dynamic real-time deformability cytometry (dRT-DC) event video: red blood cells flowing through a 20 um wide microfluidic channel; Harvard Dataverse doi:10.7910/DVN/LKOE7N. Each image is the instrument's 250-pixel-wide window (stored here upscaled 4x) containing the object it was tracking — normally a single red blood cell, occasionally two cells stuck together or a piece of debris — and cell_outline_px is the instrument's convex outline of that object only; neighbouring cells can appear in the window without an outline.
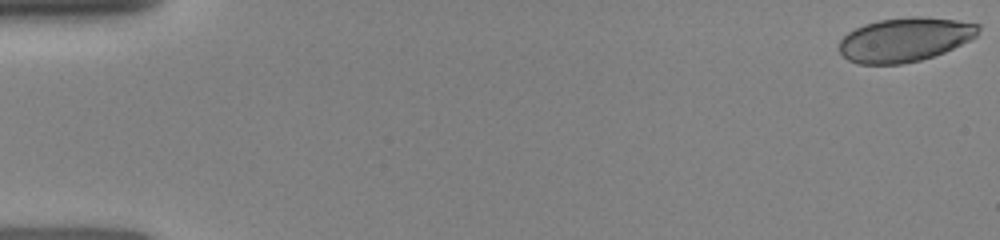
{"species": "human", "species_latin": "Homo sapiens", "temperature_condition": "room temperature", "stored_images_in_passage": 7, "camera_frame_rate_fps": 3000, "um_per_image_px": 0.085, "donor": {"sex": "female"}, "frame": {"image": 1, "passage_image": 1, "time_ms": 0.0, "image_size_px": [1000, 240], "cell_outline_px": [[980, 28], [976, 36], [944, 52], [920, 60], [900, 64], [856, 64], [848, 60], [840, 52], [840, 40], [848, 32], [864, 24], [880, 20], [908, 16], [924, 16], [956, 20], [980, 24]], "centroid_in_image_um": [76.9, 3.36], "position_along_channel_um": 8.1, "area_um2": 35.6}}
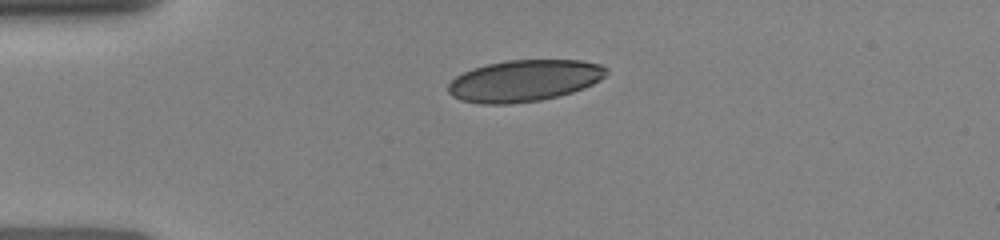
{"frame": {"image": 2, "passage_image": 6, "time_ms": 3.667, "image_size_px": [1000, 240], "cell_outline_px": [[608, 72], [600, 80], [584, 88], [572, 92], [540, 100], [512, 104], [480, 104], [460, 100], [452, 96], [448, 92], [448, 84], [456, 76], [472, 68], [488, 64], [508, 60], [580, 60], [600, 64], [608, 68]], "centroid_in_image_um": [44.55, 6.86], "position_along_channel_um": 40.5, "area_um2": 38.38}}